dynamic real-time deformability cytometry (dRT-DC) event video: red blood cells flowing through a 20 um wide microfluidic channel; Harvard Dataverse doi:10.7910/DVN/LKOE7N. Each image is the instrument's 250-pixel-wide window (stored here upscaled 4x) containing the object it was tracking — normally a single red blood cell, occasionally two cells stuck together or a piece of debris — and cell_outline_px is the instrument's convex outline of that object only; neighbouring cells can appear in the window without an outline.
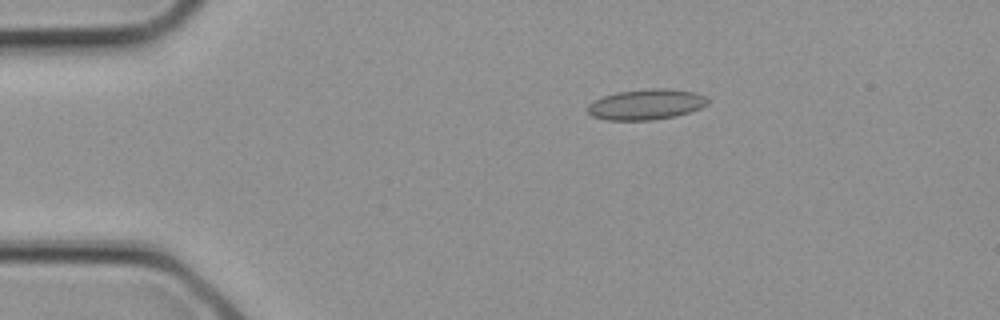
{"species": "common noctule bat (a hibernating species)", "species_latin": "Nyctalus noctula", "temperature_condition": "cold", "stored_images_in_passage": 2, "camera_frame_rate_fps": 3000, "um_per_image_px": 0.085, "animal": {"sex": "female", "body_mass_g": 21.9}, "frame": {"image": 1, "passage_image": 1, "time_ms": 0.0, "image_size_px": [1000, 320], "cell_outline_px": [[708, 104], [700, 108], [676, 116], [652, 120], [604, 120], [592, 116], [588, 112], [588, 104], [592, 100], [616, 92], [648, 88], [668, 88], [696, 92], [704, 96], [708, 100]], "centroid_in_image_um": [54.9, 8.87], "position_along_channel_um": 30.1, "area_um2": 21.56}}